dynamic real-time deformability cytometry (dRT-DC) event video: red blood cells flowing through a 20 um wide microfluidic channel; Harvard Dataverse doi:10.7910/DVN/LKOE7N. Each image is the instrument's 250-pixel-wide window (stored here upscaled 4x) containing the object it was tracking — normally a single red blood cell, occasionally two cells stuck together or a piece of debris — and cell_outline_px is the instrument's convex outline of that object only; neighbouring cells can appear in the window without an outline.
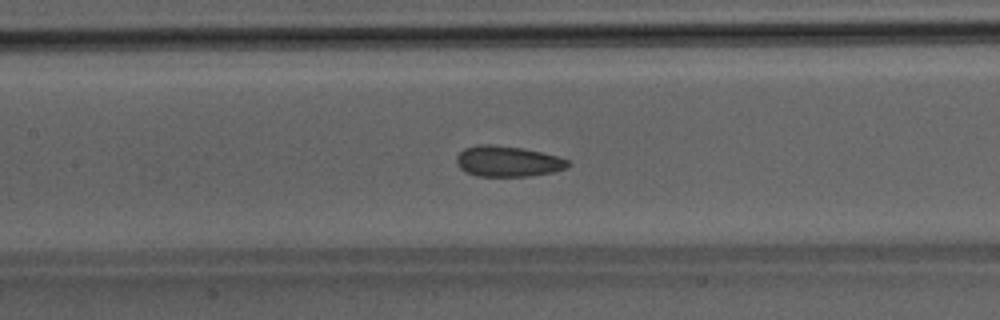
{"species": "Egyptian fruit bat (a non-hibernating species)", "species_latin": "Rousettus aegyptiacus", "temperature_condition": "room temperature", "stored_images_in_passage": 31, "camera_frame_rate_fps": 3000, "um_per_image_px": 0.085, "animal": {"sex": "male"}, "frame": {"image": 1, "passage_image": 14, "time_ms": 4.333, "image_size_px": [1000, 320], "cell_outline_px": [[572, 164], [568, 168], [552, 172], [528, 176], [476, 176], [464, 172], [456, 164], [456, 156], [464, 148], [476, 144], [492, 144], [524, 148], [556, 156], [568, 160]], "centroid_in_image_um": [43.13, 13.71], "position_along_channel_um": 164.3, "area_um2": 20.17}}